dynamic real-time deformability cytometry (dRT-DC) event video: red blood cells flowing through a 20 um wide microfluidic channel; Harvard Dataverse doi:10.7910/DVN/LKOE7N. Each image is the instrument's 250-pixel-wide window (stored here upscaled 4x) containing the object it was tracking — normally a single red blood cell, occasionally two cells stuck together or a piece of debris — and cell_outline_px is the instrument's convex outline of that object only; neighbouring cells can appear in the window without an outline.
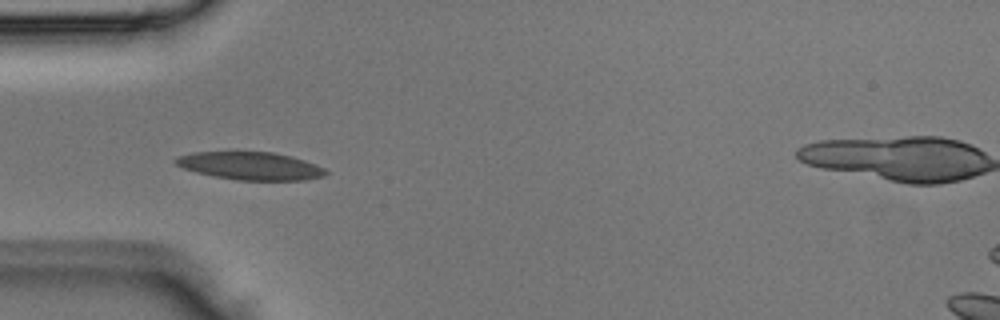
{"species": "Egyptian fruit bat (a non-hibernating species)", "species_latin": "Rousettus aegyptiacus", "temperature_condition": "room temperature", "stored_images_in_passage": 3, "camera_frame_rate_fps": 3000, "um_per_image_px": 0.085, "animal": {"sex": "male"}, "frame": {"image": 1, "passage_image": 2, "time_ms": 0.333, "image_size_px": [1000, 320], "cell_outline_px": [[328, 172], [324, 176], [304, 180], [236, 180], [196, 172], [184, 168], [176, 164], [172, 160], [180, 156], [192, 152], [272, 152], [292, 156], [316, 164], [324, 168]], "centroid_in_image_um": [21.31, 14.1], "position_along_channel_um": 63.7, "area_um2": 24.22}}
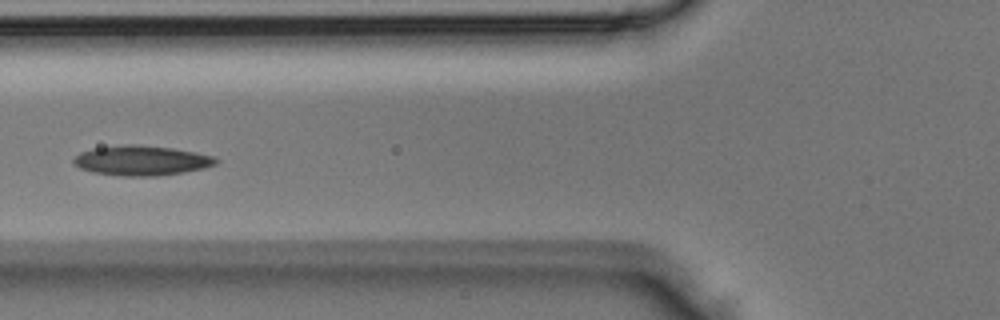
{"frame": {"image": 2, "passage_image": 3, "time_ms": 0.667, "image_size_px": [1000, 320], "cell_outline_px": [[220, 160], [216, 164], [204, 168], [184, 172], [156, 176], [124, 176], [92, 172], [80, 168], [72, 164], [72, 160], [80, 152], [92, 148], [128, 144], [136, 144], [172, 148], [196, 152], [216, 156]], "centroid_in_image_um": [12.04, 13.64], "position_along_channel_um": 113.8, "area_um2": 24.97}}